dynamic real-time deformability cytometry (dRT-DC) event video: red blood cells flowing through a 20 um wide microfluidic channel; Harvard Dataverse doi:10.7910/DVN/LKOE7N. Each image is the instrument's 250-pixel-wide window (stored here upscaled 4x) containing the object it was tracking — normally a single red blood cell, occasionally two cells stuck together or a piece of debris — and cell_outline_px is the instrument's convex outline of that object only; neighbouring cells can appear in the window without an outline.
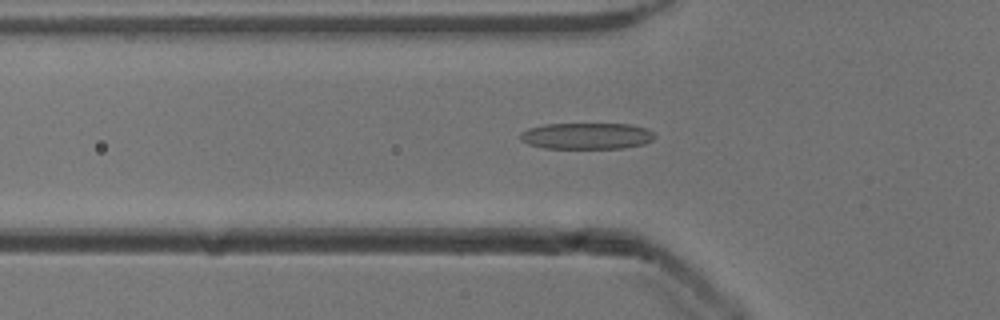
{"species": "common noctule bat (a hibernating species)", "species_latin": "Nyctalus noctula", "temperature_condition": "cold", "stored_images_in_passage": 28, "camera_frame_rate_fps": 3000, "um_per_image_px": 0.085, "animal": {"sex": "male", "body_mass_g": 13.3}, "frame": {"image": 1, "passage_image": 9, "time_ms": 2.667, "image_size_px": [1000, 320], "cell_outline_px": [[656, 136], [652, 140], [644, 144], [624, 148], [544, 148], [528, 144], [520, 140], [520, 132], [528, 128], [544, 124], [632, 124], [644, 128], [652, 132]], "centroid_in_image_um": [49.84, 11.55], "position_along_channel_um": 76.0, "area_um2": 20.69}}
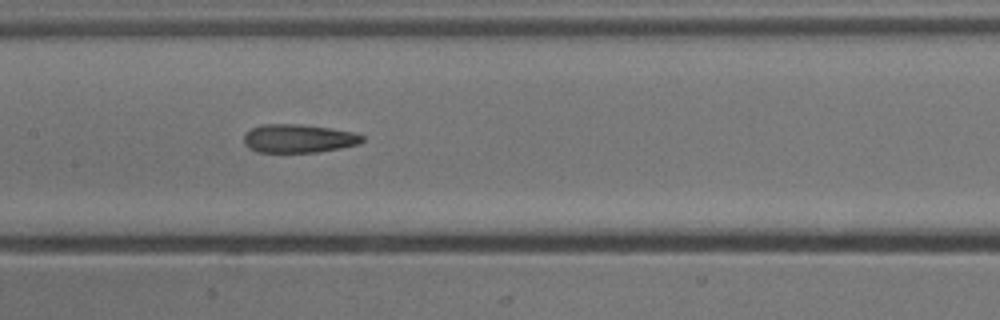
{"frame": {"image": 2, "passage_image": 17, "time_ms": 5.333, "image_size_px": [1000, 320], "cell_outline_px": [[364, 140], [360, 144], [340, 148], [316, 152], [256, 152], [248, 148], [244, 144], [244, 136], [252, 128], [264, 124], [300, 124], [328, 128], [352, 132], [364, 136]], "centroid_in_image_um": [25.37, 11.78], "position_along_channel_um": 182.0, "area_um2": 19.54}}
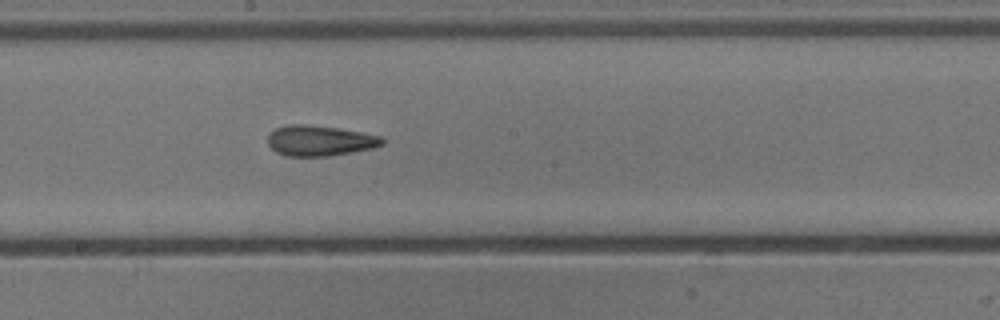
{"frame": {"image": 3, "passage_image": 20, "time_ms": 6.333, "image_size_px": [1000, 320], "cell_outline_px": [[384, 144], [372, 148], [328, 156], [284, 156], [276, 152], [268, 144], [268, 136], [276, 128], [288, 124], [304, 124], [336, 128], [360, 132], [380, 136], [384, 140]], "centroid_in_image_um": [27.15, 11.96], "position_along_channel_um": 221.0, "area_um2": 20.11}}